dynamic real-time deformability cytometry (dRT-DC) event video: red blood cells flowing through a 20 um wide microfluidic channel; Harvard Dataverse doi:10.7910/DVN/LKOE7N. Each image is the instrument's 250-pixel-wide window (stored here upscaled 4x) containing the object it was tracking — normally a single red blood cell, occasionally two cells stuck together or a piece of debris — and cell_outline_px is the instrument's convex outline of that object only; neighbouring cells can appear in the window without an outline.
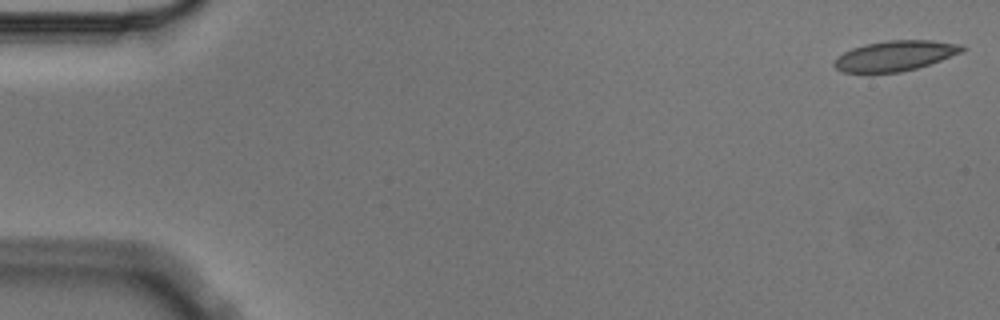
{"species": "Egyptian fruit bat (a non-hibernating species)", "species_latin": "Rousettus aegyptiacus", "temperature_condition": "cold", "stored_images_in_passage": 6, "camera_frame_rate_fps": 3000, "um_per_image_px": 0.085, "animal": {"sex": "male"}, "frame": {"image": 1, "passage_image": 1, "time_ms": 0.0, "image_size_px": [1000, 320], "cell_outline_px": [[968, 48], [964, 52], [916, 68], [900, 72], [844, 72], [836, 68], [832, 64], [844, 52], [852, 48], [868, 44], [888, 40], [932, 40], [964, 44]], "centroid_in_image_um": [76.17, 4.72], "position_along_channel_um": 8.8, "area_um2": 22.37}}
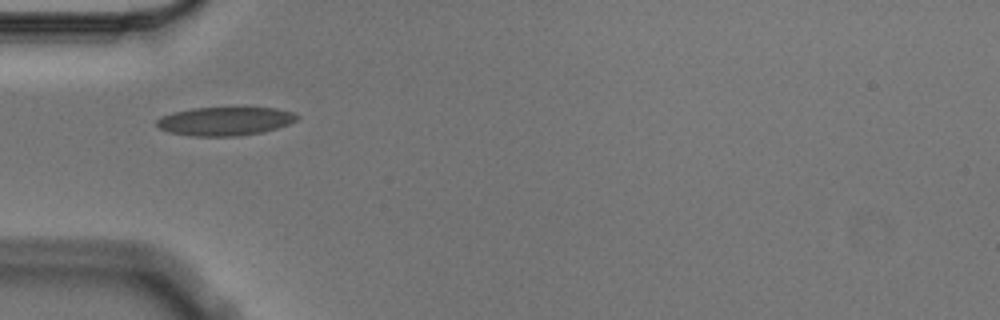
{"frame": {"image": 2, "passage_image": 5, "time_ms": 1.333, "image_size_px": [1000, 320], "cell_outline_px": [[300, 116], [296, 120], [288, 124], [264, 132], [240, 136], [192, 136], [168, 132], [160, 128], [156, 124], [156, 120], [160, 116], [172, 112], [192, 108], [276, 108], [292, 112]], "centroid_in_image_um": [19.1, 10.3], "position_along_channel_um": 65.9, "area_um2": 23.41}}
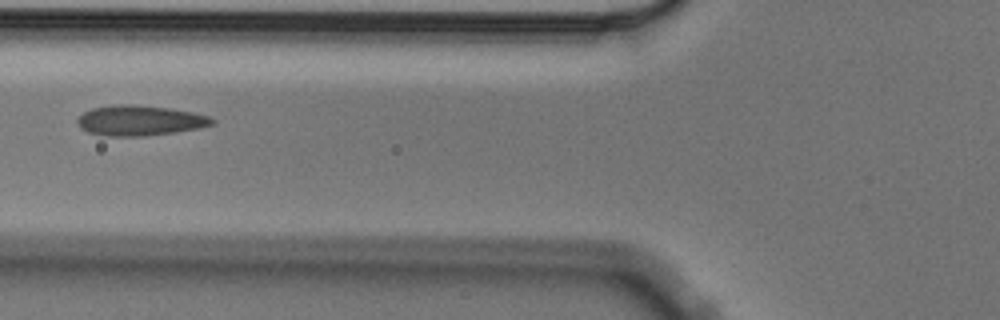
{"frame": {"image": 3, "passage_image": 6, "time_ms": 1.667, "image_size_px": [1000, 320], "cell_outline_px": [[216, 124], [200, 128], [176, 132], [144, 136], [108, 136], [88, 132], [80, 128], [76, 124], [76, 120], [84, 112], [92, 108], [120, 104], [136, 104], [168, 108], [192, 112], [208, 116], [216, 120]], "centroid_in_image_um": [11.9, 10.24], "position_along_channel_um": 113.9, "area_um2": 23.87}}